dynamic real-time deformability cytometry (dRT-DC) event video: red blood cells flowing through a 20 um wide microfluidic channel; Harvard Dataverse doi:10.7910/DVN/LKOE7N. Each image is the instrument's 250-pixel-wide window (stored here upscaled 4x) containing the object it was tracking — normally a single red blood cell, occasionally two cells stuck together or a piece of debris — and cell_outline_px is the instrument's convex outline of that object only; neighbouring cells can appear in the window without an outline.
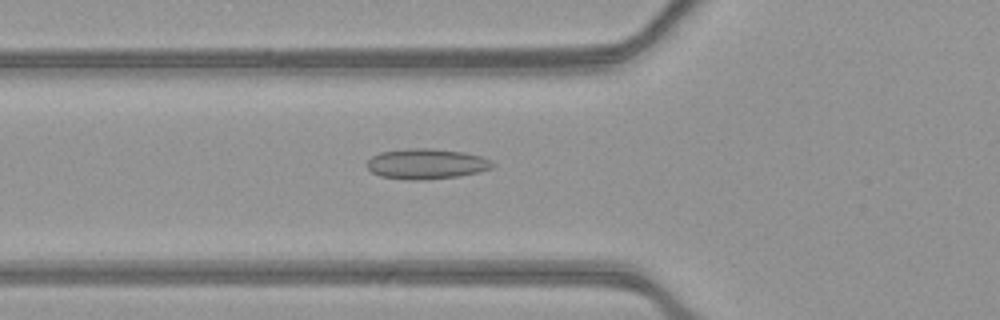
{"species": "common noctule bat (a hibernating species)", "species_latin": "Nyctalus noctula", "temperature_condition": "warm", "stored_images_in_passage": 52, "camera_frame_rate_fps": 3000, "um_per_image_px": 0.085, "animal": {"sex": "female", "body_mass_g": 21.9}, "frame": {"image": 1, "passage_image": 19, "time_ms": 6.0, "image_size_px": [1000, 320], "cell_outline_px": [[496, 164], [492, 168], [476, 172], [456, 176], [424, 180], [408, 180], [380, 176], [372, 172], [364, 164], [372, 156], [380, 152], [412, 148], [428, 148], [464, 152], [480, 156], [492, 160]], "centroid_in_image_um": [36.22, 13.93], "position_along_channel_um": 89.6, "area_um2": 22.2}}
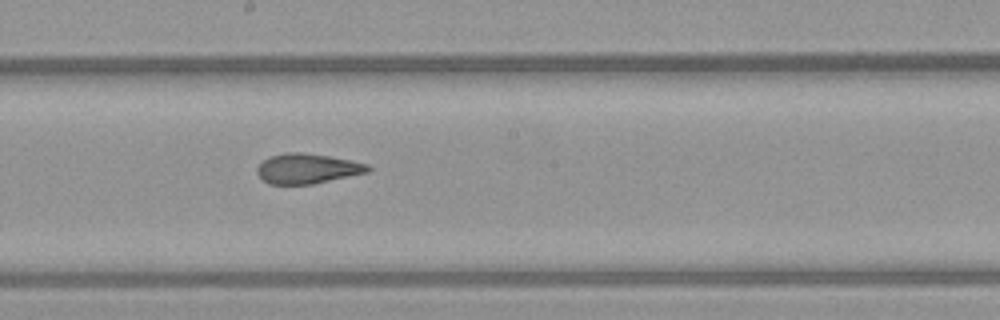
{"frame": {"image": 2, "passage_image": 29, "time_ms": 9.333, "image_size_px": [1000, 320], "cell_outline_px": [[372, 168], [368, 172], [312, 184], [268, 184], [256, 172], [256, 168], [264, 160], [272, 156], [288, 152], [300, 152], [328, 156], [368, 164]], "centroid_in_image_um": [26.12, 14.33], "position_along_channel_um": 222.1, "area_um2": 19.07}}
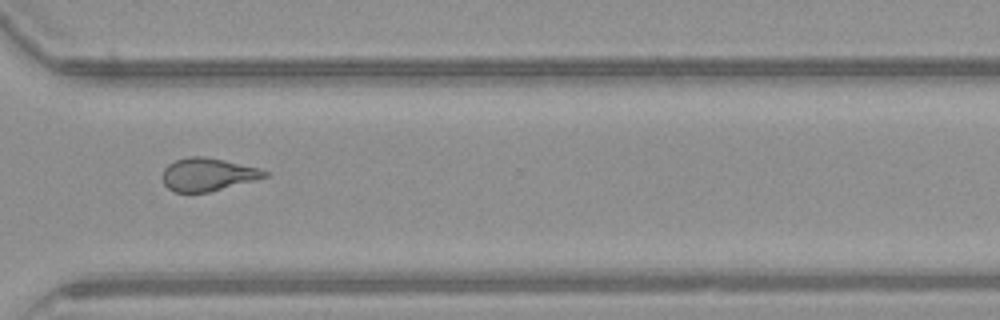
{"frame": {"image": 3, "passage_image": 39, "time_ms": 12.667, "image_size_px": [1000, 320], "cell_outline_px": [[268, 176], [208, 192], [172, 192], [164, 184], [164, 168], [168, 164], [176, 160], [188, 156], [204, 156], [224, 160], [260, 168], [268, 172]], "centroid_in_image_um": [17.64, 14.82], "position_along_channel_um": 353.0, "area_um2": 19.36}, "authors_computed_cell_mechanics": {"area_um2": 20.5479, "velocity_mm_per_s": 3.9403, "shape_relaxation_time_tau1_ms": null, "shape_relaxation_time_tau2_ms": 1.7487, "deformation_change_tau1": null, "deformation_change_tau2": 0.1066}}